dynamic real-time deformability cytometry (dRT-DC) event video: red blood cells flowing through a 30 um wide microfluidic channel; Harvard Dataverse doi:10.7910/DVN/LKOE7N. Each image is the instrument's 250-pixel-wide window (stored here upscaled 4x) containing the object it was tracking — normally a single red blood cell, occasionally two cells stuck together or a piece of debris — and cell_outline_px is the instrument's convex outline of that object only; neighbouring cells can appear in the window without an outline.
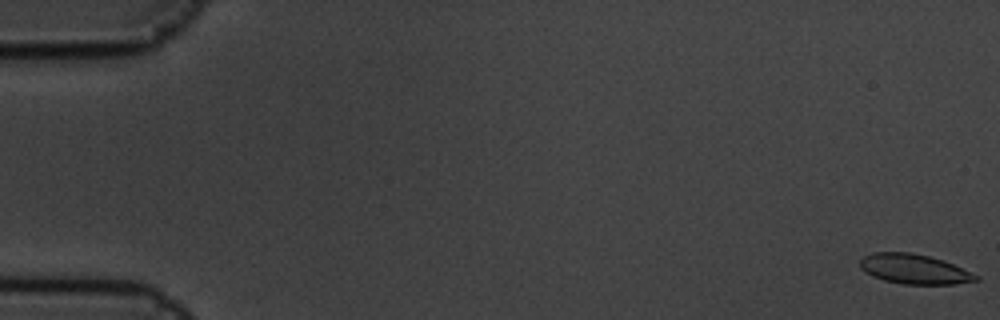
{"species": "common noctule bat (a hibernating species)", "species_latin": "Nyctalus noctula", "temperature_condition": "cold", "stored_images_in_passage": 7, "camera_frame_rate_fps": 3000, "um_per_image_px": 0.085, "animal": {"sex": "male", "body_mass_g": 19.5, "forearm_length_mm": 54.6}, "frame": {"image": 1, "passage_image": 1, "time_ms": 0.0, "image_size_px": [1000, 320], "cell_outline_px": [[980, 280], [956, 284], [904, 284], [884, 280], [872, 276], [860, 268], [860, 260], [864, 256], [872, 252], [908, 252], [928, 256], [944, 260], [980, 276]], "centroid_in_image_um": [77.72, 22.87], "position_along_channel_um": 7.3, "area_um2": 20.11}}
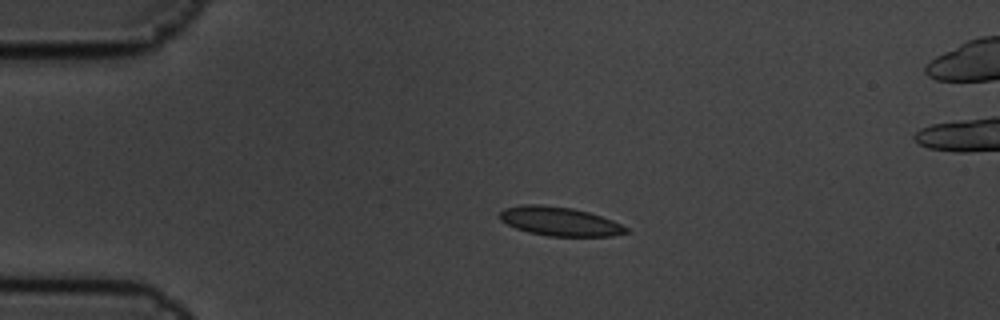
{"frame": {"image": 2, "passage_image": 5, "time_ms": 1.333, "image_size_px": [1000, 320], "cell_outline_px": [[632, 232], [612, 236], [548, 236], [528, 232], [516, 228], [500, 220], [500, 212], [504, 208], [520, 204], [540, 204], [572, 208], [588, 212], [612, 220], [628, 228]], "centroid_in_image_um": [47.57, 18.81], "position_along_channel_um": 37.4, "area_um2": 21.33}}